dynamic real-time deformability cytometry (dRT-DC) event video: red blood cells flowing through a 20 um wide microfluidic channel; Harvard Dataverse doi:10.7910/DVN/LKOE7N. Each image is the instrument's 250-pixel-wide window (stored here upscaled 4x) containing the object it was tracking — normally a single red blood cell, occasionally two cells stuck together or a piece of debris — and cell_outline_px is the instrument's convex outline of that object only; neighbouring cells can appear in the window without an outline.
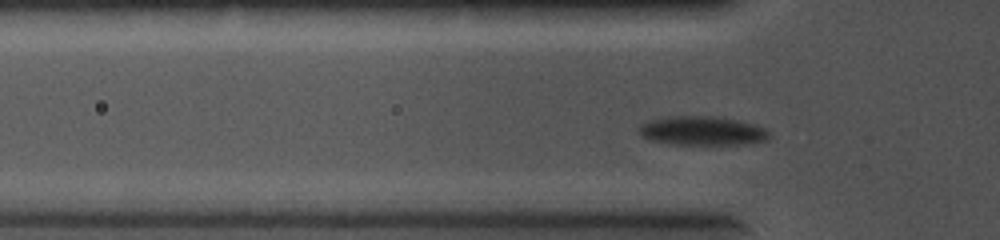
{"species": "common noctule bat (a hibernating species)", "species_latin": "Nyctalus noctula", "temperature_condition": "cold", "stored_images_in_passage": 45, "camera_frame_rate_fps": 5000, "um_per_image_px": 0.085, "animal": {"sex": "female", "body_mass_g": 19.0, "forearm_length_mm": 56.7}, "frame": {"image": 1, "passage_image": 2, "time_ms": 0.2, "image_size_px": [1000, 240], "cell_outline_px": [[772, 136], [768, 140], [744, 144], [672, 144], [648, 140], [640, 132], [640, 124], [648, 120], [668, 116], [716, 116], [756, 124], [764, 128]], "centroid_in_image_um": [59.71, 11.11], "position_along_channel_um": 66.1, "area_um2": 22.08}}
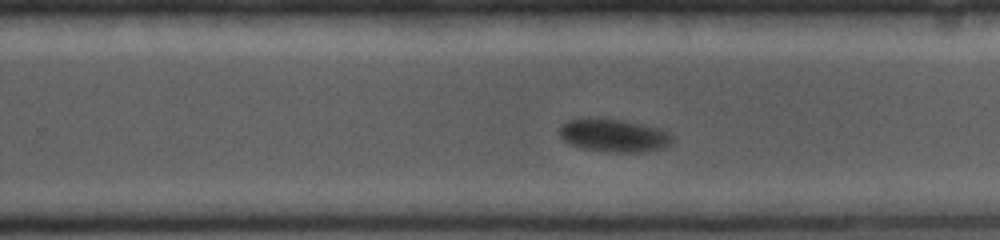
{"frame": {"image": 2, "passage_image": 25, "time_ms": 4.8, "image_size_px": [1000, 240], "cell_outline_px": [[672, 140], [664, 148], [644, 152], [608, 152], [584, 148], [572, 144], [564, 140], [560, 136], [560, 124], [568, 120], [600, 116], [664, 128], [672, 136]], "centroid_in_image_um": [52.19, 11.48], "position_along_channel_um": 277.6, "area_um2": 22.02}}
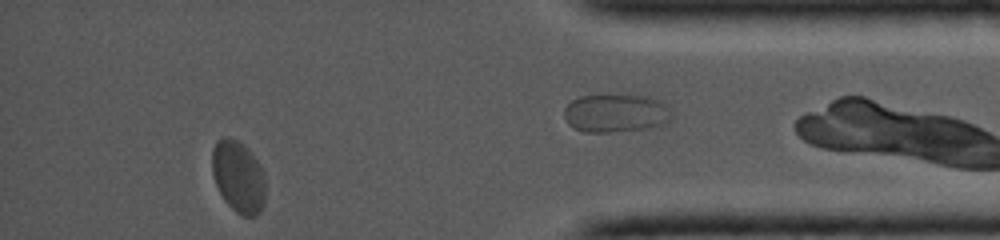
{"frame": {"image": 3, "passage_image": 43, "time_ms": 8.4, "image_size_px": [1000, 240], "cell_outline_px": [[264, 204], [260, 212], [256, 216], [244, 216], [236, 212], [224, 200], [216, 184], [212, 172], [212, 148], [216, 140], [224, 136], [228, 136], [244, 144], [252, 152], [260, 164], [264, 176]], "centroid_in_image_um": [20.25, 14.98], "position_along_channel_um": 414.9, "area_um2": 22.54}}